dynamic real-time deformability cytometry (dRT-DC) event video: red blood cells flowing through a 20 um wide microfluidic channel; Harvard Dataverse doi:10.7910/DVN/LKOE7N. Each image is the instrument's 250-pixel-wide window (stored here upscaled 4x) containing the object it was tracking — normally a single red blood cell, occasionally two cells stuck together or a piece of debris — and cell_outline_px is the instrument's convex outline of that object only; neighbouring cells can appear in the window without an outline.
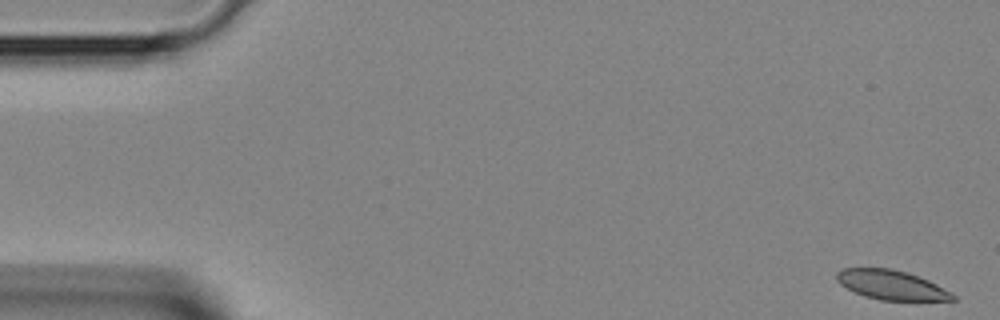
{"species": "Egyptian fruit bat (a non-hibernating species)", "species_latin": "Rousettus aegyptiacus", "temperature_condition": "room temperature", "stored_images_in_passage": 4, "segment_of_instrument_passage": [1, 2], "camera_frame_rate_fps": 3000, "um_per_image_px": 0.085, "animal": {"sex": "female"}, "frame": {"image": 1, "passage_image": 1, "time_ms": 0.0, "image_size_px": [1000, 320], "cell_outline_px": [[956, 300], [880, 300], [864, 296], [840, 284], [836, 280], [836, 272], [844, 268], [892, 268], [908, 272], [928, 280], [952, 292], [956, 296]], "centroid_in_image_um": [75.77, 24.21], "position_along_channel_um": 9.2, "area_um2": 19.88}}